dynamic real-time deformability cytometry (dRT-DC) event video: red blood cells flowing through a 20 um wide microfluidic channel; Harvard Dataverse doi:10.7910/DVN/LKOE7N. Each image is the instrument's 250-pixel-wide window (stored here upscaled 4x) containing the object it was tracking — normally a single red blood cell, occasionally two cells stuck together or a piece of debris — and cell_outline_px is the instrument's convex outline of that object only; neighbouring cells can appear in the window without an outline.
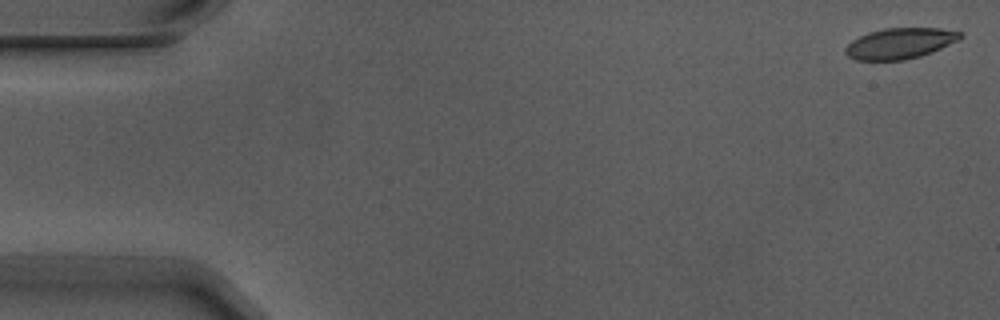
{"species": "Egyptian fruit bat (a non-hibernating species)", "species_latin": "Rousettus aegyptiacus", "temperature_condition": "warm", "stored_images_in_passage": 4, "camera_frame_rate_fps": 3000, "um_per_image_px": 0.085, "animal": {"sex": "male"}, "frame": {"image": 1, "passage_image": 1, "time_ms": 0.0, "image_size_px": [1000, 320], "cell_outline_px": [[964, 36], [960, 40], [932, 52], [920, 56], [904, 60], [856, 60], [848, 56], [844, 52], [844, 48], [852, 40], [868, 32], [884, 28], [940, 28], [964, 32]], "centroid_in_image_um": [76.53, 3.68], "position_along_channel_um": 8.5, "area_um2": 20.81}}
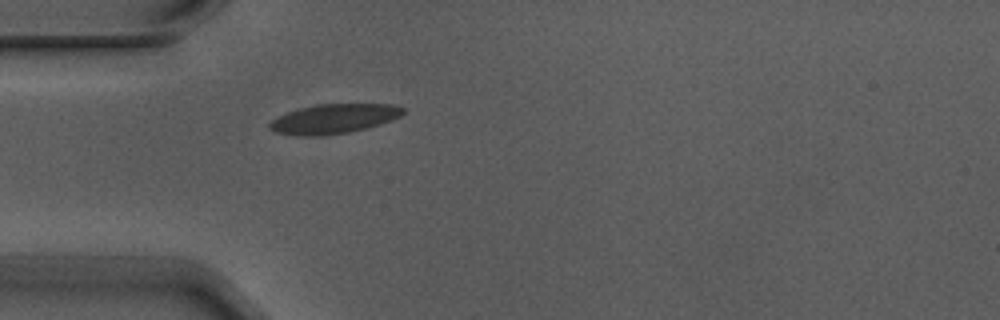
{"frame": {"image": 2, "passage_image": 4, "time_ms": 1.0, "image_size_px": [1000, 320], "cell_outline_px": [[404, 112], [400, 116], [392, 120], [380, 124], [348, 132], [320, 136], [304, 136], [276, 132], [268, 128], [268, 124], [276, 116], [300, 108], [316, 104], [392, 104], [404, 108]], "centroid_in_image_um": [28.35, 10.09], "position_along_channel_um": 56.6, "area_um2": 22.83}}